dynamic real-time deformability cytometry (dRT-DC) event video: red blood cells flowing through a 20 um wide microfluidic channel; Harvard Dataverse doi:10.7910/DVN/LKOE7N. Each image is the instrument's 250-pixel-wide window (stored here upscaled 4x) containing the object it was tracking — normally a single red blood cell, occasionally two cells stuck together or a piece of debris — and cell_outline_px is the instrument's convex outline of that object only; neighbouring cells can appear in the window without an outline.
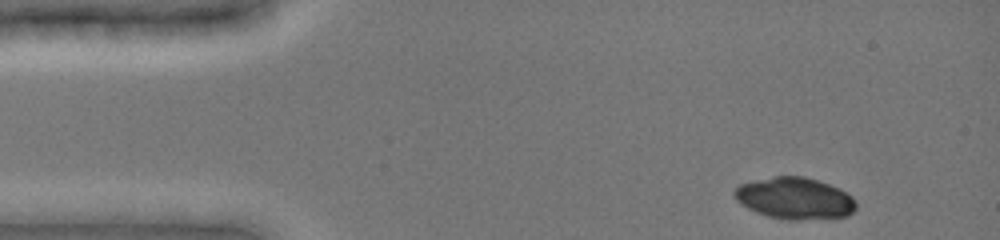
{"species": "common noctule bat (a hibernating species)", "species_latin": "Nyctalus noctula", "temperature_condition": "cold", "stored_images_in_passage": 5, "camera_frame_rate_fps": 3000, "um_per_image_px": 0.085, "animal": {"sex": "female", "body_mass_g": 19.0, "forearm_length_mm": 51.5}, "frame": {"image": 1, "passage_image": 1, "time_ms": 0.0, "image_size_px": [1000, 240], "cell_outline_px": [[856, 208], [848, 216], [796, 220], [788, 220], [768, 216], [756, 212], [740, 204], [736, 200], [732, 192], [740, 184], [772, 176], [804, 176], [840, 188], [852, 196], [856, 204]], "centroid_in_image_um": [67.54, 16.85], "position_along_channel_um": 17.5, "area_um2": 29.54}}